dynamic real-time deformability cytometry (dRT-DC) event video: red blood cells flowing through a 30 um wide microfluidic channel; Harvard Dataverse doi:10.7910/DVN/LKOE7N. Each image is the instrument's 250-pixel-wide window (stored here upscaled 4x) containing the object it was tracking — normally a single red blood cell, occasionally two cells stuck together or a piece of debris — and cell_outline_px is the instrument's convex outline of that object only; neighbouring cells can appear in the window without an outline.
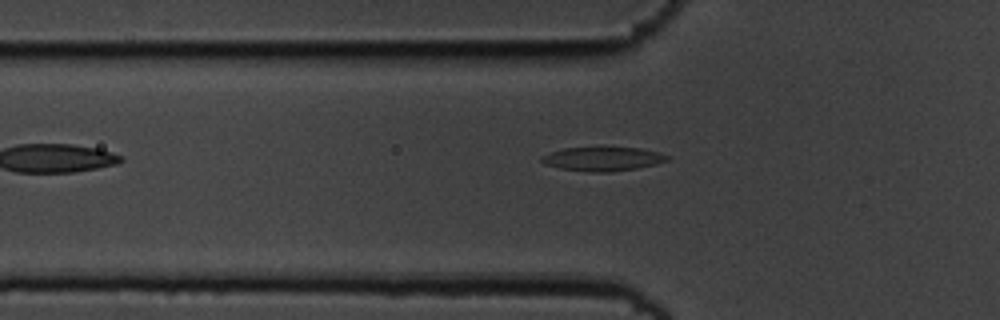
{"species": "common noctule bat (a hibernating species)", "species_latin": "Nyctalus noctula", "temperature_condition": "cold", "stored_images_in_passage": 10, "segment_of_instrument_passage": [1, 2], "camera_frame_rate_fps": 3000, "um_per_image_px": 0.085, "animal": {"sex": "male", "body_mass_g": 19.5, "forearm_length_mm": 54.6}, "frame": {"image": 1, "passage_image": 5, "time_ms": 1.333, "image_size_px": [1000, 320], "cell_outline_px": [[672, 156], [668, 160], [656, 164], [636, 168], [612, 172], [592, 172], [560, 168], [544, 164], [540, 160], [540, 156], [564, 148], [600, 144], [604, 144], [640, 148]], "centroid_in_image_um": [51.23, 13.45], "position_along_channel_um": 74.6, "area_um2": 18.5}}
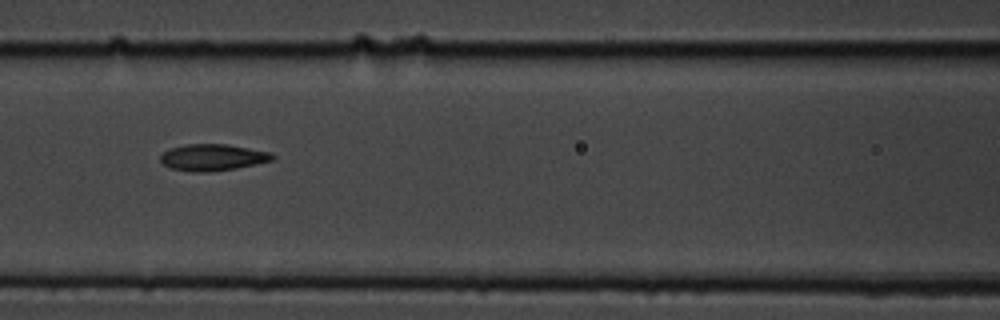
{"frame": {"image": 2, "passage_image": 7, "time_ms": 2.0, "image_size_px": [1000, 320], "cell_outline_px": [[276, 156], [272, 160], [256, 164], [236, 168], [204, 172], [192, 172], [168, 168], [160, 160], [160, 156], [164, 152], [172, 148], [184, 144], [228, 144], [268, 152]], "centroid_in_image_um": [18.05, 13.38], "position_along_channel_um": 148.6, "area_um2": 17.22}}
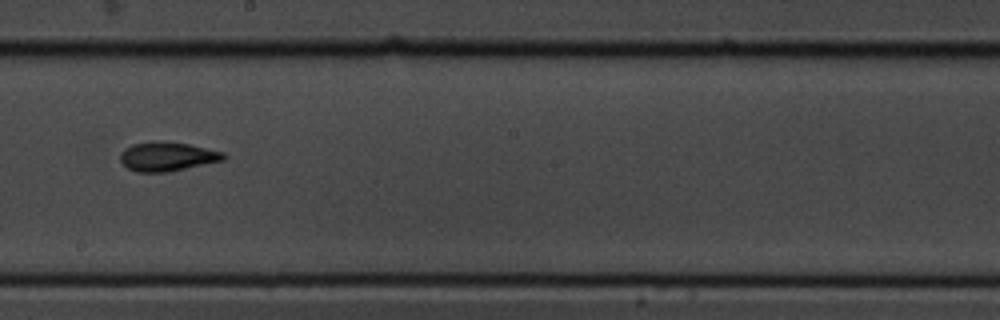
{"frame": {"image": 3, "passage_image": 9, "time_ms": 2.667, "image_size_px": [1000, 320], "cell_outline_px": [[228, 156], [224, 160], [168, 172], [136, 172], [128, 168], [120, 160], [120, 152], [124, 148], [132, 144], [152, 140], [188, 144], [224, 152]], "centroid_in_image_um": [14.2, 13.3], "position_along_channel_um": 234.0, "area_um2": 17.63}}